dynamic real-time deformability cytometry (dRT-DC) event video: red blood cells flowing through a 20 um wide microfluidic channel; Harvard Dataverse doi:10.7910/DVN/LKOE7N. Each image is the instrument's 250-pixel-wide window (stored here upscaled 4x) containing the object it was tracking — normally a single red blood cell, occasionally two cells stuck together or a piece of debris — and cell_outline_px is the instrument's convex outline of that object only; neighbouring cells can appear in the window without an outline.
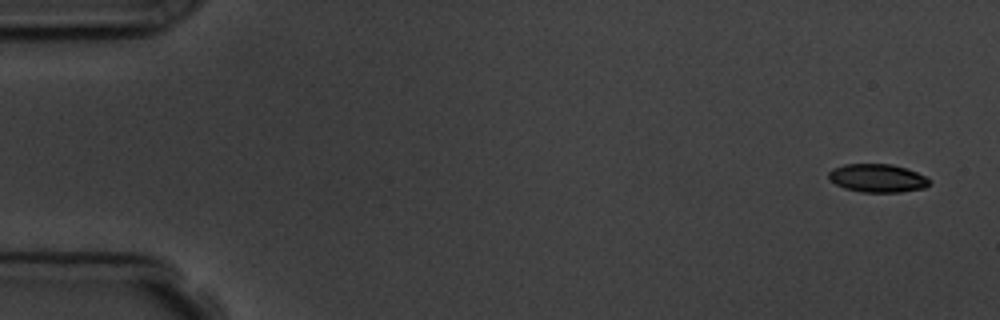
{"species": "common noctule bat (a hibernating species)", "species_latin": "Nyctalus noctula", "temperature_condition": "room temperature", "stored_images_in_passage": 4, "camera_frame_rate_fps": 3000, "um_per_image_px": 0.085, "animal": {"sex": "male", "body_mass_g": 19.5, "forearm_length_mm": 54.6}, "frame": {"image": 1, "passage_image": 1, "time_ms": 0.0, "image_size_px": [1000, 320], "cell_outline_px": [[928, 184], [924, 188], [900, 192], [860, 192], [844, 188], [828, 180], [828, 172], [832, 168], [844, 164], [892, 164], [916, 172], [924, 176], [928, 180]], "centroid_in_image_um": [74.51, 15.14], "position_along_channel_um": 10.5, "area_um2": 16.53}}
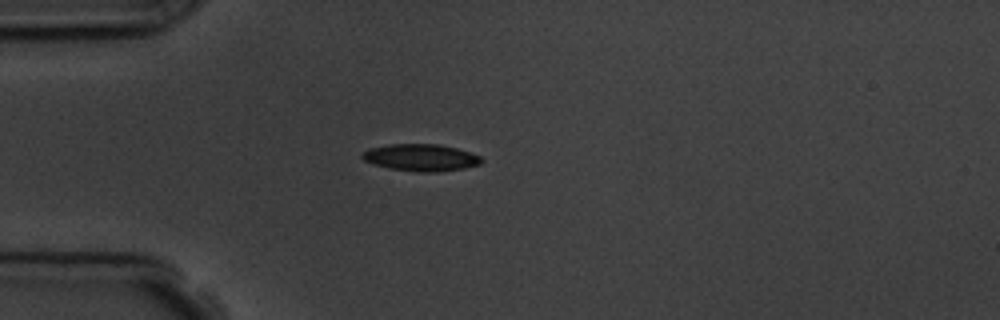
{"frame": {"image": 2, "passage_image": 4, "time_ms": 4.333, "image_size_px": [1000, 320], "cell_outline_px": [[484, 160], [480, 164], [464, 168], [436, 172], [420, 172], [388, 168], [372, 164], [364, 160], [360, 156], [368, 148], [388, 144], [440, 144], [456, 148], [480, 156]], "centroid_in_image_um": [35.75, 13.39], "position_along_channel_um": 49.2, "area_um2": 18.79}}